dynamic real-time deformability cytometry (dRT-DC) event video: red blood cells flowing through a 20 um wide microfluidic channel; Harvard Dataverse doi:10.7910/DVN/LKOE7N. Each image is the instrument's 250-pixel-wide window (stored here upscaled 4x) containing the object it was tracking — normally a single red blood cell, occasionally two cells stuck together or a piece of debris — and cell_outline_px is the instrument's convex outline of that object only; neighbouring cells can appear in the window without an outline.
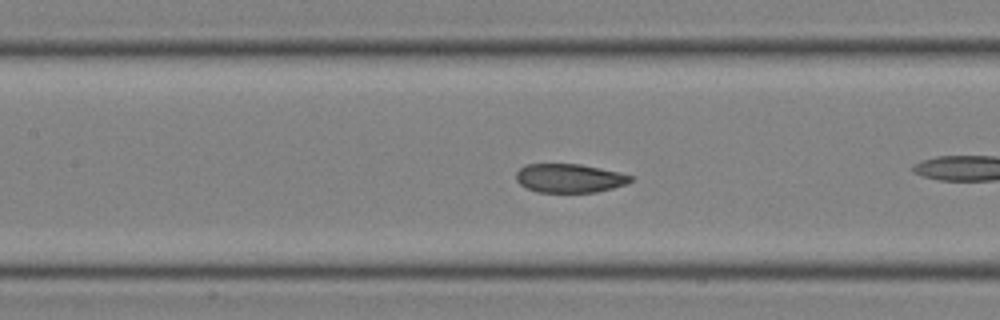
{"species": "common noctule bat (a hibernating species)", "species_latin": "Nyctalus noctula", "temperature_condition": "room temperature", "stored_images_in_passage": 36, "camera_frame_rate_fps": 3000, "um_per_image_px": 0.085, "animal": {"sex": "male", "body_mass_g": 19.0, "forearm_length_mm": 50.8}, "frame": {"image": 1, "passage_image": 11, "time_ms": 3.333, "image_size_px": [1000, 320], "cell_outline_px": [[632, 180], [628, 184], [596, 192], [536, 192], [520, 184], [516, 180], [516, 172], [524, 164], [580, 164], [620, 172], [632, 176]], "centroid_in_image_um": [48.4, 15.14], "position_along_channel_um": 159.0, "area_um2": 19.25}}